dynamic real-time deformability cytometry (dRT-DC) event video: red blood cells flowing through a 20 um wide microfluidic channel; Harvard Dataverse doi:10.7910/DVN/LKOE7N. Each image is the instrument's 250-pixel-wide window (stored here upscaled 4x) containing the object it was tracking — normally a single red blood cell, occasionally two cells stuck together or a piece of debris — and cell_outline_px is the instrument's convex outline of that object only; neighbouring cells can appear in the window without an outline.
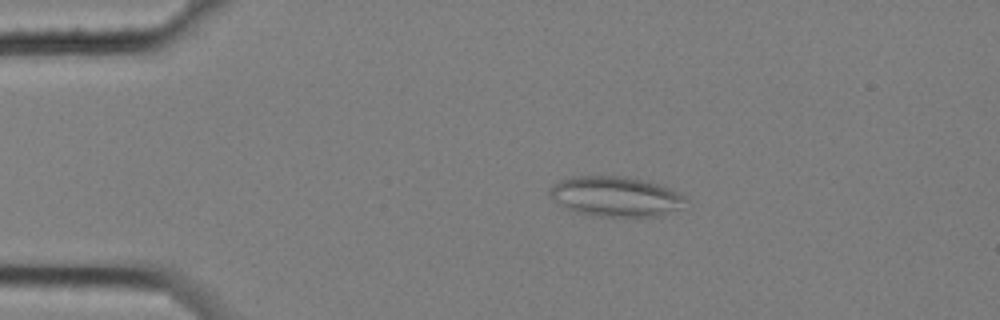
{"species": "common noctule bat (a hibernating species)", "species_latin": "Nyctalus noctula", "temperature_condition": "cold", "stored_images_in_passage": 5, "camera_frame_rate_fps": 3000, "um_per_image_px": 0.085, "animal": {"sex": "female", "body_mass_g": 25.1}, "frame": {"image": 1, "passage_image": 3, "time_ms": 0.667, "image_size_px": [1000, 320], "cell_outline_px": [[688, 200], [664, 216], [592, 216], [576, 212], [568, 208], [548, 196], [548, 188], [560, 180], [572, 176], [624, 176], [648, 180], [680, 192]], "centroid_in_image_um": [52.31, 16.68], "position_along_channel_um": 32.7, "area_um2": 31.79}}